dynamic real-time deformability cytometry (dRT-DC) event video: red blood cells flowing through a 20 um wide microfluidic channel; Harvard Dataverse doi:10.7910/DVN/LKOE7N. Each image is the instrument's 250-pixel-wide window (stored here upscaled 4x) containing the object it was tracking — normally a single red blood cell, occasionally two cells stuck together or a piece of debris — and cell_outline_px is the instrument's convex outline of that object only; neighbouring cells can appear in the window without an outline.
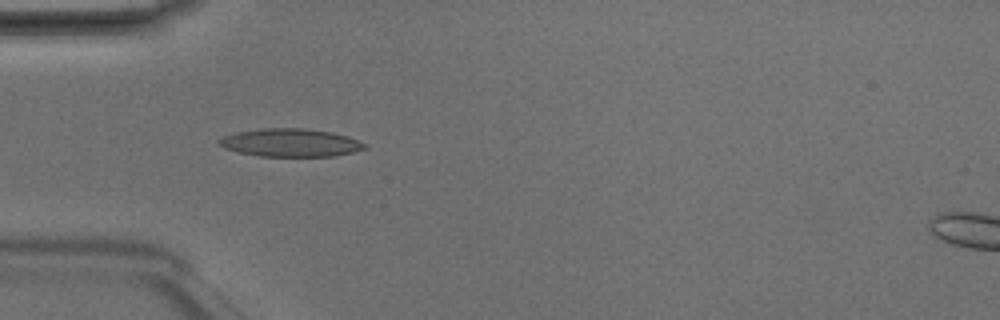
{"species": "Egyptian fruit bat (a non-hibernating species)", "species_latin": "Rousettus aegyptiacus", "temperature_condition": "room temperature", "stored_images_in_passage": 7, "camera_frame_rate_fps": 3000, "um_per_image_px": 0.085, "animal": {"sex": "male"}, "frame": {"image": 1, "passage_image": 5, "time_ms": 1.333, "image_size_px": [1000, 320], "cell_outline_px": [[368, 148], [352, 152], [332, 156], [260, 156], [236, 152], [224, 148], [216, 140], [224, 136], [236, 132], [264, 128], [304, 128], [332, 132], [348, 136], [368, 144]], "centroid_in_image_um": [24.7, 12.13], "position_along_channel_um": 60.3, "area_um2": 23.87}}
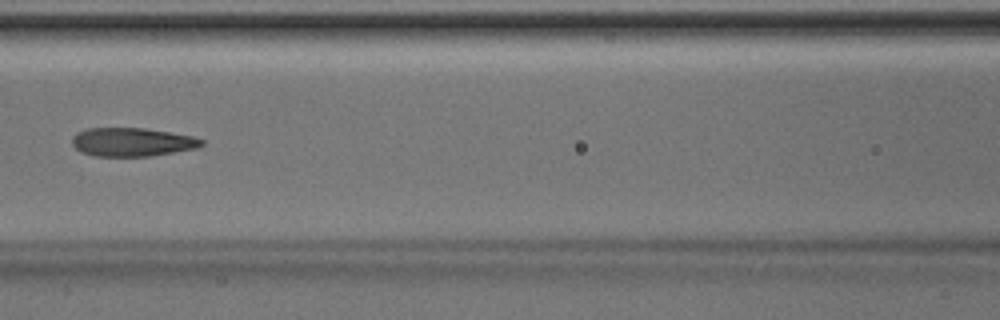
{"frame": {"image": 2, "passage_image": 7, "time_ms": 2.0, "image_size_px": [1000, 320], "cell_outline_px": [[204, 144], [196, 148], [152, 156], [96, 156], [80, 152], [72, 144], [72, 136], [76, 132], [84, 128], [144, 128], [192, 136], [204, 140]], "centroid_in_image_um": [11.19, 12.07], "position_along_channel_um": 155.4, "area_um2": 21.62}}